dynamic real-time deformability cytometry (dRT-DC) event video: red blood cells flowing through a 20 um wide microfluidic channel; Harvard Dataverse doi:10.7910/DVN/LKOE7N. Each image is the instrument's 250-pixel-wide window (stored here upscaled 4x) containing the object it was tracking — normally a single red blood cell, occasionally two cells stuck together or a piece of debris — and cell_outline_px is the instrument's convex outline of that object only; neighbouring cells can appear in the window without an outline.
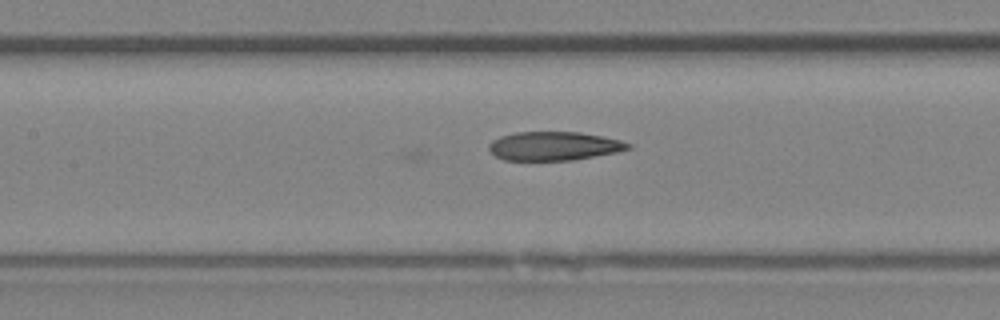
{"species": "Egyptian fruit bat (a non-hibernating species)", "species_latin": "Rousettus aegyptiacus", "temperature_condition": "room temperature", "stored_images_in_passage": 19, "camera_frame_rate_fps": 3000, "um_per_image_px": 0.085, "animal": {"sex": "female"}, "frame": {"image": 1, "passage_image": 12, "time_ms": 3.667, "image_size_px": [1000, 320], "cell_outline_px": [[632, 148], [616, 152], [572, 160], [504, 160], [496, 156], [488, 148], [488, 144], [492, 140], [500, 136], [516, 132], [580, 132], [604, 136], [620, 140], [632, 144]], "centroid_in_image_um": [47.09, 12.4], "position_along_channel_um": 160.3, "area_um2": 23.35}}